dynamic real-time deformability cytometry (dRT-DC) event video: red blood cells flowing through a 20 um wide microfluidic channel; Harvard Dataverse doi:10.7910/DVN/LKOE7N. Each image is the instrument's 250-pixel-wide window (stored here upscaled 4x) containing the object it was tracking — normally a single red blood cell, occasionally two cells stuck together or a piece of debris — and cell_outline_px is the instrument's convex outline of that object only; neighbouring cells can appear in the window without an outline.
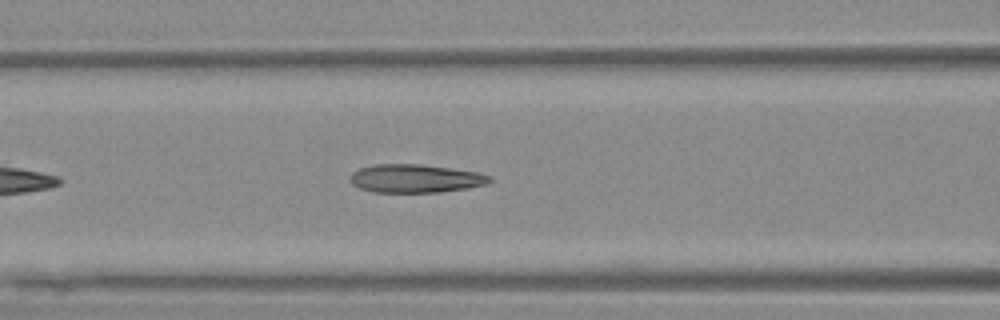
{"species": "Egyptian fruit bat (a non-hibernating species)", "species_latin": "Rousettus aegyptiacus", "temperature_condition": "warm", "stored_images_in_passage": 21, "camera_frame_rate_fps": 3000, "um_per_image_px": 0.085, "animal": {"sex": "female"}, "frame": {"image": 1, "passage_image": 10, "time_ms": 3.0, "image_size_px": [1000, 320], "cell_outline_px": [[492, 180], [484, 184], [468, 188], [440, 192], [372, 192], [360, 188], [352, 184], [348, 180], [348, 176], [352, 172], [360, 168], [376, 164], [420, 164], [480, 172], [492, 176]], "centroid_in_image_um": [35.28, 15.17], "position_along_channel_um": 131.3, "area_um2": 23.18}}